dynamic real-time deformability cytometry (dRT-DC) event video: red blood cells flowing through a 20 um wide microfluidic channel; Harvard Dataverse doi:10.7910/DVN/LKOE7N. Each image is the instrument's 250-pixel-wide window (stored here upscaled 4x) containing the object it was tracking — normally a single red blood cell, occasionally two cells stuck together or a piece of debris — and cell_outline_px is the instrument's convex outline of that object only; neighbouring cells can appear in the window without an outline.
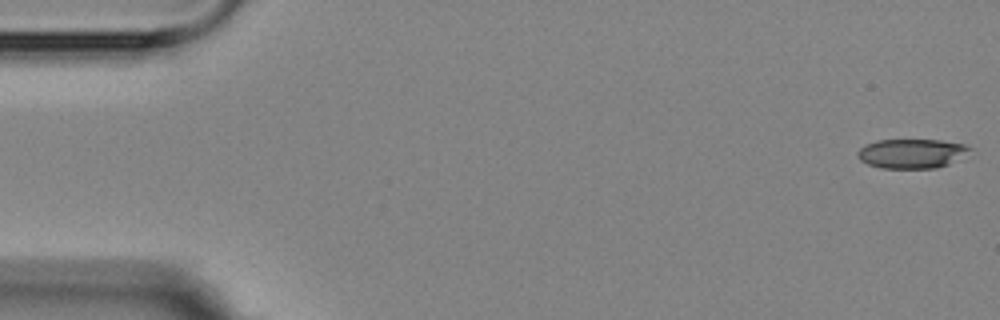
{"species": "Egyptian fruit bat (a non-hibernating species)", "species_latin": "Rousettus aegyptiacus", "temperature_condition": "room temperature", "stored_images_in_passage": 4, "camera_frame_rate_fps": 3000, "um_per_image_px": 0.085, "animal": {"sex": "female"}, "frame": {"image": 1, "passage_image": 1, "time_ms": 0.0, "image_size_px": [1000, 320], "cell_outline_px": [[972, 148], [948, 164], [936, 168], [880, 168], [868, 164], [860, 160], [856, 156], [856, 152], [864, 144], [880, 140], [940, 140], [964, 144]], "centroid_in_image_um": [77.41, 13.05], "position_along_channel_um": 7.6, "area_um2": 19.02}}
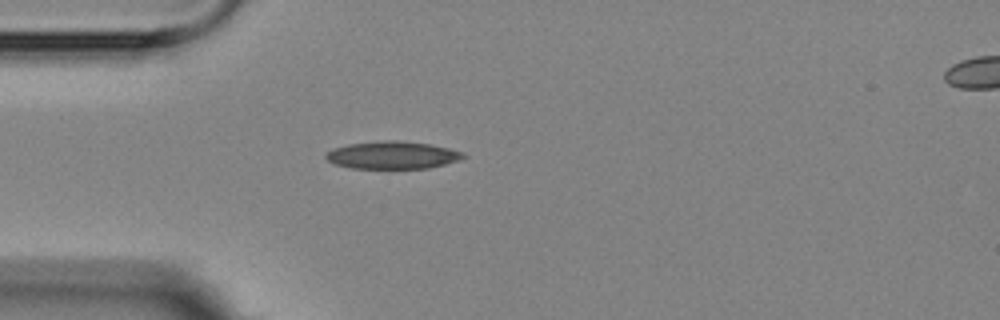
{"frame": {"image": 2, "passage_image": 4, "time_ms": 4.667, "image_size_px": [1000, 320], "cell_outline_px": [[464, 156], [456, 160], [444, 164], [428, 168], [352, 168], [336, 164], [328, 160], [324, 156], [332, 148], [348, 144], [384, 140], [396, 140], [428, 144], [448, 148], [460, 152]], "centroid_in_image_um": [33.28, 13.18], "position_along_channel_um": 51.7, "area_um2": 21.62}}